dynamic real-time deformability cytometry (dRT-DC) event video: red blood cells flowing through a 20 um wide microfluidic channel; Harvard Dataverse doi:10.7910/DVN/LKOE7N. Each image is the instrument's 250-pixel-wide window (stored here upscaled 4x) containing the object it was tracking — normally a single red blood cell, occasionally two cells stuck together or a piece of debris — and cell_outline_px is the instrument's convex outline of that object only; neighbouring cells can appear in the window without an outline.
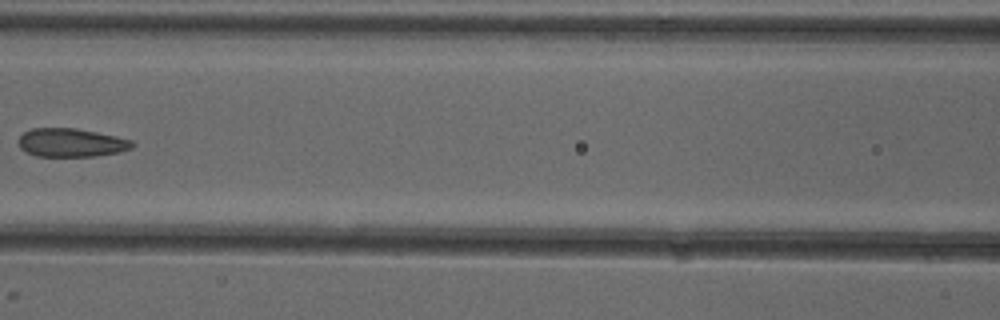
{"species": "common noctule bat (a hibernating species)", "species_latin": "Nyctalus noctula", "temperature_condition": "cold", "stored_images_in_passage": 6, "camera_frame_rate_fps": 3000, "um_per_image_px": 0.085, "animal": {"sex": "female"}, "frame": {"image": 1, "passage_image": 5, "time_ms": 4.667, "image_size_px": [1000, 320], "cell_outline_px": [[136, 144], [132, 148], [120, 152], [96, 156], [36, 156], [20, 148], [20, 136], [24, 132], [32, 128], [76, 128], [116, 136], [132, 140]], "centroid_in_image_um": [6.1, 12.12], "position_along_channel_um": 160.5, "area_um2": 18.84}}
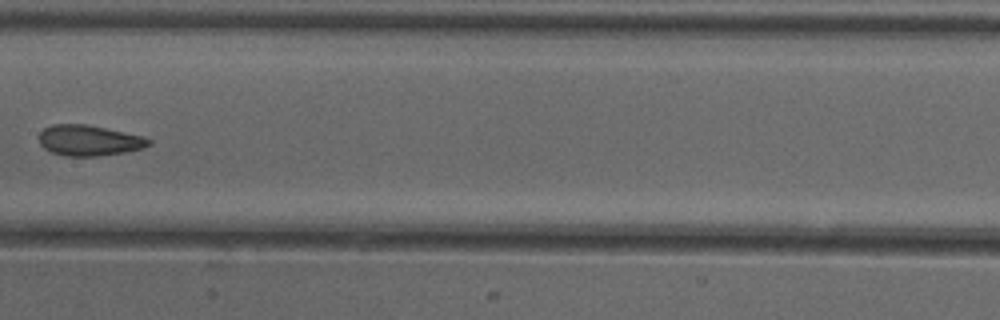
{"frame": {"image": 2, "passage_image": 6, "time_ms": 5.667, "image_size_px": [1000, 320], "cell_outline_px": [[152, 144], [144, 148], [124, 152], [96, 156], [64, 156], [52, 152], [44, 148], [40, 144], [40, 132], [44, 128], [52, 124], [88, 124], [144, 136], [152, 140]], "centroid_in_image_um": [7.6, 11.93], "position_along_channel_um": 199.8, "area_um2": 19.71}}